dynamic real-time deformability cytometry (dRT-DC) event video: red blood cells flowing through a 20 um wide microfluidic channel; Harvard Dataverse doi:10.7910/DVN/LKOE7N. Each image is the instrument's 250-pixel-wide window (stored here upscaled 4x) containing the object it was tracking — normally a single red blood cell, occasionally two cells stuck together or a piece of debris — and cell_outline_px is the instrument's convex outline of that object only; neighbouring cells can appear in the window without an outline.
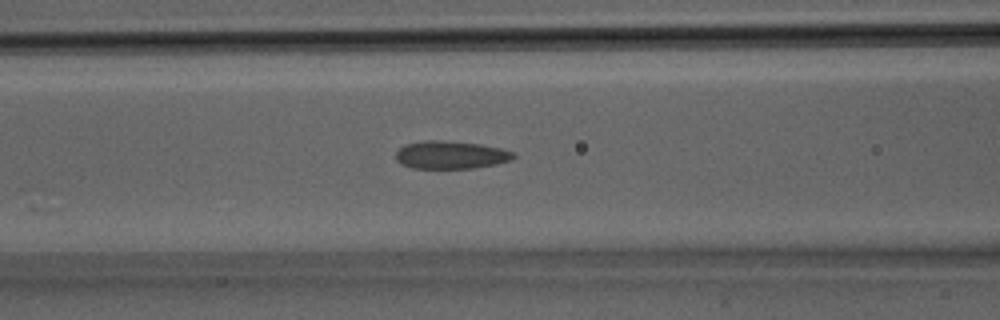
{"species": "Egyptian fruit bat (a non-hibernating species)", "species_latin": "Rousettus aegyptiacus", "temperature_condition": "room temperature", "stored_images_in_passage": 13, "camera_frame_rate_fps": 3000, "um_per_image_px": 0.085, "animal": {"sex": "male"}, "frame": {"image": 1, "passage_image": 10, "time_ms": 3.0, "image_size_px": [1000, 320], "cell_outline_px": [[516, 156], [512, 160], [496, 164], [472, 168], [412, 168], [400, 164], [396, 160], [396, 152], [404, 144], [424, 140], [440, 140], [480, 144], [500, 148], [516, 152]], "centroid_in_image_um": [38.32, 13.16], "position_along_channel_um": 128.3, "area_um2": 19.25}}